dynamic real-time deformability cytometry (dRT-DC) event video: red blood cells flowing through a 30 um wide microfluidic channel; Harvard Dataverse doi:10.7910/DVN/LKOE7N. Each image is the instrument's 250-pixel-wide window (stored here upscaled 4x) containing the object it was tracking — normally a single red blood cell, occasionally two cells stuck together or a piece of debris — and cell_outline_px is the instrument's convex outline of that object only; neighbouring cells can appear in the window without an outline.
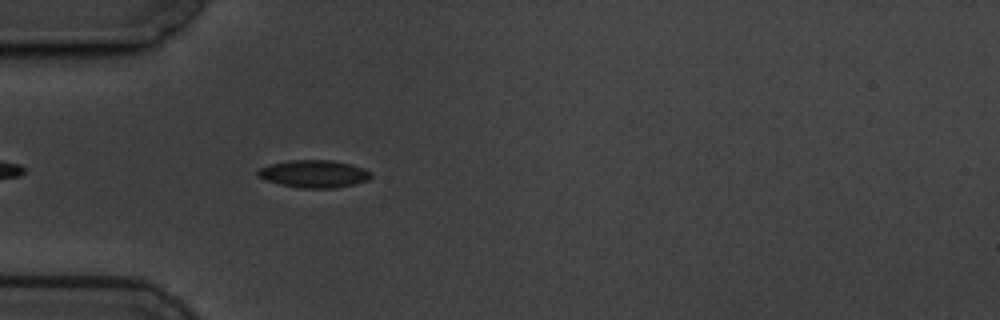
{"species": "common noctule bat (a hibernating species)", "species_latin": "Nyctalus noctula", "temperature_condition": "cold", "stored_images_in_passage": 45, "camera_frame_rate_fps": 3000, "um_per_image_px": 0.085, "animal": {"sex": "male", "body_mass_g": 19.5, "forearm_length_mm": 54.6}, "frame": {"image": 1, "passage_image": 4, "time_ms": 1.0, "image_size_px": [1000, 320], "cell_outline_px": [[372, 176], [368, 180], [356, 184], [336, 188], [300, 188], [280, 184], [264, 180], [256, 176], [256, 172], [260, 168], [268, 164], [288, 160], [332, 160], [364, 168], [372, 172]], "centroid_in_image_um": [26.67, 14.78], "position_along_channel_um": 58.3, "area_um2": 18.38}}
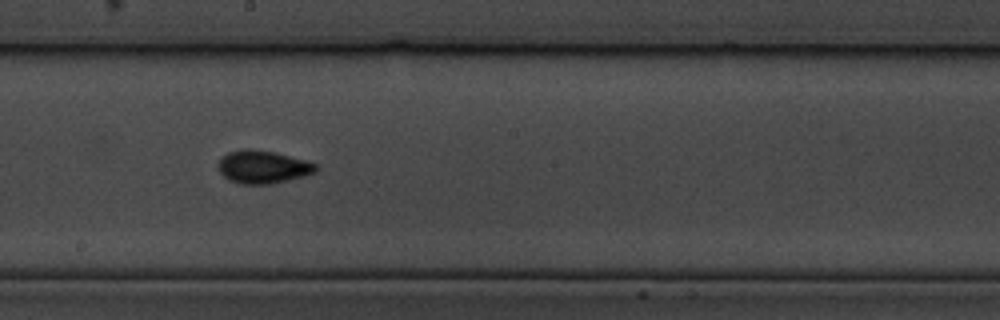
{"frame": {"image": 2, "passage_image": 19, "time_ms": 6.0, "image_size_px": [1000, 320], "cell_outline_px": [[320, 168], [316, 172], [304, 176], [272, 184], [240, 184], [228, 180], [220, 172], [216, 164], [228, 152], [244, 148], [252, 148], [276, 152], [304, 160], [316, 164]], "centroid_in_image_um": [22.34, 14.19], "position_along_channel_um": 225.9, "area_um2": 18.96}}
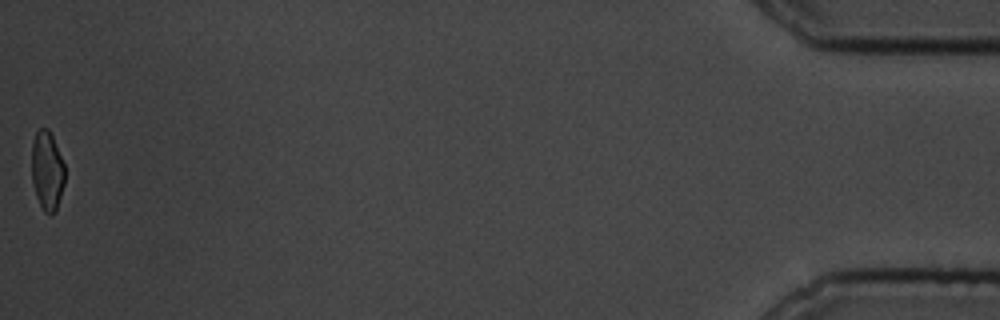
{"frame": {"image": 3, "passage_image": 45, "time_ms": 14.667, "image_size_px": [1000, 320], "cell_outline_px": [[64, 184], [56, 212], [52, 216], [48, 216], [44, 212], [36, 196], [32, 180], [32, 140], [36, 132], [40, 128], [48, 128], [52, 136], [64, 164]], "centroid_in_image_um": [4.0, 14.55], "position_along_channel_um": 431.2, "area_um2": 15.37}, "authors_computed_cell_mechanics": {"area_um2": 16.9932, "velocity_mm_per_s": 3.4448, "shape_relaxation_time_tau1_ms": 3.8669, "shape_relaxation_time_tau2_ms": 1.7631, "deformation_change_tau1": 0.0977, "deformation_change_tau2": 0.0589}}